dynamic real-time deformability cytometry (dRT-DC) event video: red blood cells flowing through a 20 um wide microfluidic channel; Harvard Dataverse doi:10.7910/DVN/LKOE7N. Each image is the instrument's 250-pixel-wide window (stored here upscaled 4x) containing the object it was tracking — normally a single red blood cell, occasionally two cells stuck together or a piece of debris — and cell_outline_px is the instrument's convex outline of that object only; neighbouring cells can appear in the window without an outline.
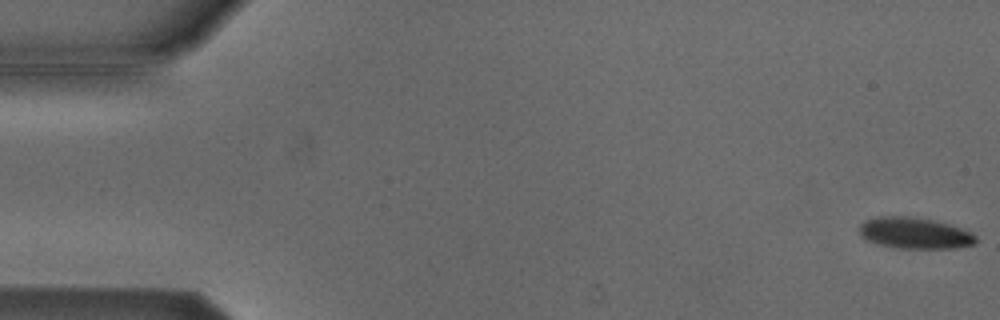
{"species": "Egyptian fruit bat (a non-hibernating species)", "species_latin": "Rousettus aegyptiacus", "temperature_condition": "cold", "stored_images_in_passage": 6, "camera_frame_rate_fps": 3000, "um_per_image_px": 0.085, "animal": {"sex": "male"}, "frame": {"image": 1, "passage_image": 1, "time_ms": 0.0, "image_size_px": [1000, 320], "cell_outline_px": [[976, 240], [972, 244], [956, 248], [900, 248], [880, 244], [868, 240], [860, 232], [860, 224], [864, 220], [876, 216], [908, 216], [932, 220], [948, 224], [960, 228], [976, 236]], "centroid_in_image_um": [77.72, 19.8], "position_along_channel_um": 7.3, "area_um2": 20.81}}
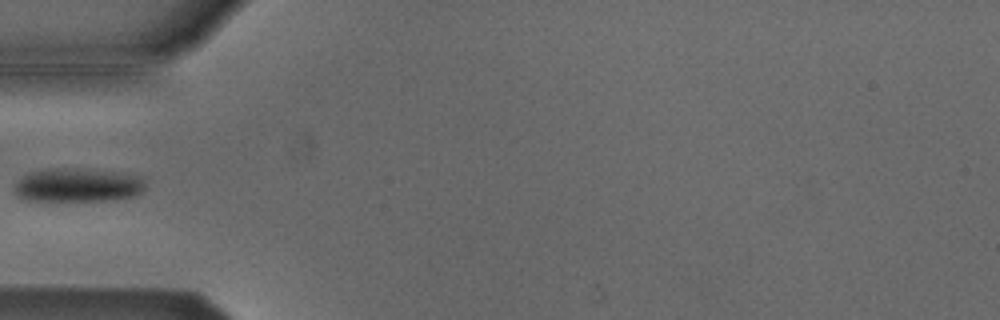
{"frame": {"image": 2, "passage_image": 5, "time_ms": 1.333, "image_size_px": [1000, 320], "cell_outline_px": [[144, 188], [136, 196], [116, 200], [28, 200], [16, 196], [16, 184], [24, 176], [32, 172], [56, 168], [64, 168], [116, 172], [144, 176]], "centroid_in_image_um": [6.68, 15.74], "position_along_channel_um": 78.3, "area_um2": 25.32}}
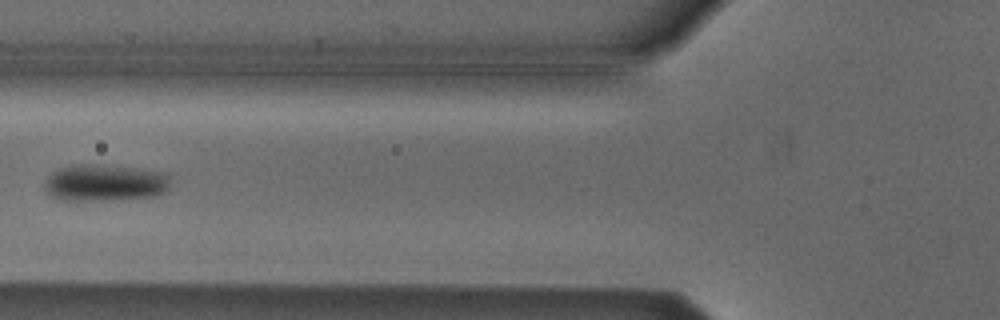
{"frame": {"image": 3, "passage_image": 6, "time_ms": 1.667, "image_size_px": [1000, 320], "cell_outline_px": [[168, 188], [164, 192], [156, 196], [100, 200], [64, 200], [52, 196], [44, 188], [44, 184], [48, 176], [52, 172], [68, 164], [96, 164], [132, 168], [164, 172], [168, 176]], "centroid_in_image_um": [8.87, 15.52], "position_along_channel_um": 116.9, "area_um2": 26.76}}